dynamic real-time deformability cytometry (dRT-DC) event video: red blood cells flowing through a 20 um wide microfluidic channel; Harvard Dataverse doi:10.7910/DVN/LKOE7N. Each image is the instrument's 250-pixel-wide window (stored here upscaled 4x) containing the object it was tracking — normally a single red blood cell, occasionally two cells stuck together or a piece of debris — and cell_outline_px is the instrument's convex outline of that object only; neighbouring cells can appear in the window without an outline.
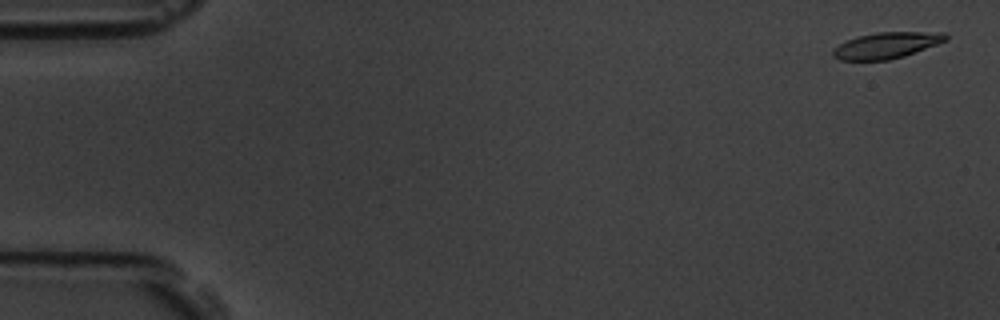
{"species": "common noctule bat (a hibernating species)", "species_latin": "Nyctalus noctula", "temperature_condition": "room temperature", "stored_images_in_passage": 15, "camera_frame_rate_fps": 3000, "um_per_image_px": 0.085, "animal": {"sex": "male", "body_mass_g": 19.5, "forearm_length_mm": 54.6}, "frame": {"image": 1, "passage_image": 1, "time_ms": 0.0, "image_size_px": [1000, 320], "cell_outline_px": [[948, 40], [904, 56], [888, 60], [840, 60], [832, 56], [832, 52], [840, 44], [856, 36], [876, 32], [944, 32], [948, 36]], "centroid_in_image_um": [75.37, 3.85], "position_along_channel_um": 9.6, "area_um2": 17.11}}
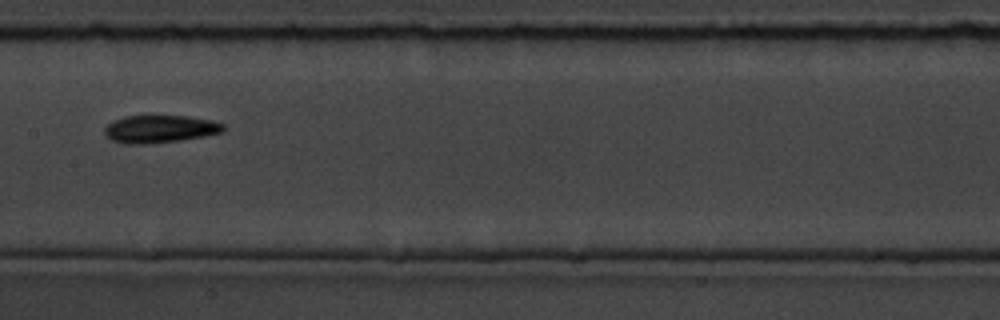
{"frame": {"image": 2, "passage_image": 8, "time_ms": 2.333, "image_size_px": [1000, 320], "cell_outline_px": [[224, 132], [204, 136], [180, 140], [148, 144], [124, 144], [112, 140], [104, 132], [104, 128], [112, 120], [124, 116], [188, 116], [212, 120], [224, 124]], "centroid_in_image_um": [13.59, 10.96], "position_along_channel_um": 193.8, "area_um2": 19.19}}
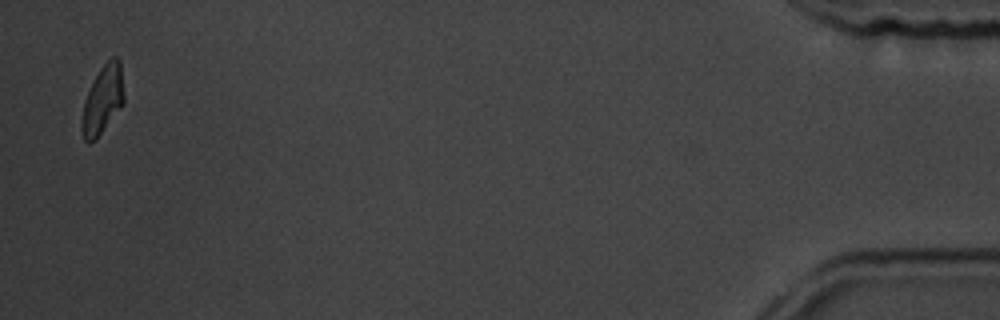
{"frame": {"image": 3, "passage_image": 15, "time_ms": 4.667, "image_size_px": [1000, 320], "cell_outline_px": [[124, 104], [96, 140], [88, 144], [84, 140], [80, 132], [80, 120], [84, 104], [88, 92], [100, 68], [112, 56], [116, 56], [120, 60], [124, 96]], "centroid_in_image_um": [8.72, 8.54], "position_along_channel_um": 426.5, "area_um2": 16.99}}